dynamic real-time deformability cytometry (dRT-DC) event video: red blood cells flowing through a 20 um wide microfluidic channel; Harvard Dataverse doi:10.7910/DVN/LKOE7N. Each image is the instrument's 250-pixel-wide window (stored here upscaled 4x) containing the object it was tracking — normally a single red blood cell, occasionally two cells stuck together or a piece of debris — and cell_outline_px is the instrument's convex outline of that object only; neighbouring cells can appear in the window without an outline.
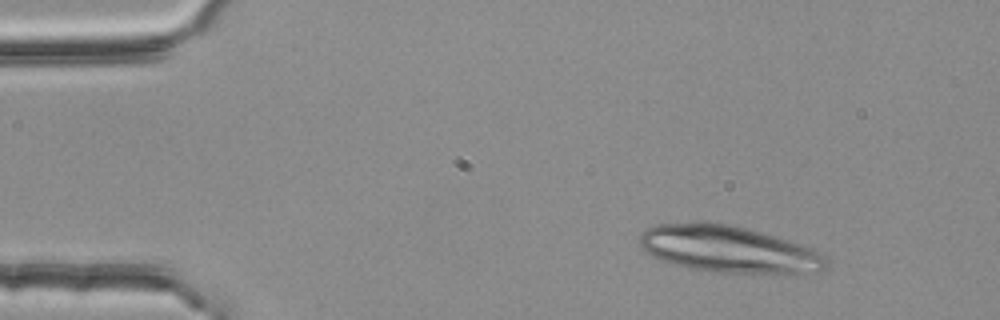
{"species": "common noctule bat (a hibernating species)", "species_latin": "Nyctalus noctula", "temperature_condition": "room temperature", "stored_images_in_passage": 3, "segment_of_instrument_passage": [1, 2], "camera_frame_rate_fps": 3000, "um_per_image_px": 0.085, "animal": {"sex": "female", "body_mass_g": 25.1}, "frame": {"image": 1, "passage_image": 1, "time_ms": 0.0, "image_size_px": [1000, 320], "cell_outline_px": [[828, 268], [816, 272], [720, 272], [688, 268], [672, 264], [660, 260], [644, 252], [640, 248], [640, 236], [648, 228], [656, 224], [700, 220], [708, 220], [736, 224], [788, 240], [800, 244], [824, 256], [828, 260]], "centroid_in_image_um": [61.84, 21.13], "position_along_channel_um": 23.2, "area_um2": 51.15}}